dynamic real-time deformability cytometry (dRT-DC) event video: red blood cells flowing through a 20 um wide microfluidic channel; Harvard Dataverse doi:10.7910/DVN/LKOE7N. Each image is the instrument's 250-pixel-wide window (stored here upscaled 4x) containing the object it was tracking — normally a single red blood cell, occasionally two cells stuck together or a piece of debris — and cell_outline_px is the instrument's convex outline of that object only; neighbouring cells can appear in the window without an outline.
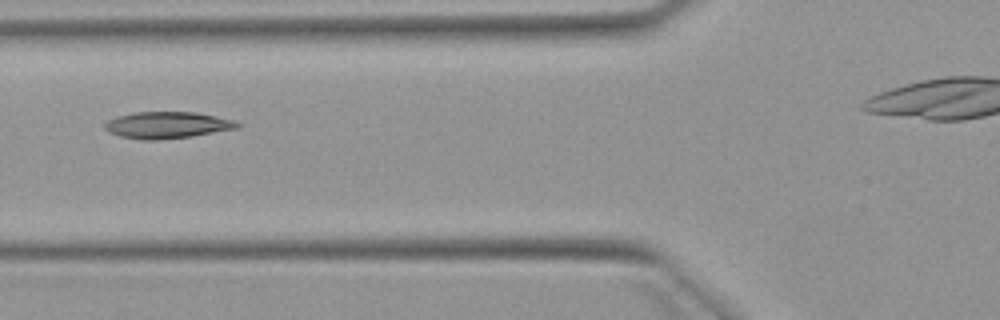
{"species": "Egyptian fruit bat (a non-hibernating species)", "species_latin": "Rousettus aegyptiacus", "temperature_condition": "warm", "stored_images_in_passage": 4, "camera_frame_rate_fps": 3000, "um_per_image_px": 0.085, "animal": {"sex": "female"}, "frame": {"image": 1, "passage_image": 4, "time_ms": 3.667, "image_size_px": [1000, 320], "cell_outline_px": [[244, 124], [240, 128], [192, 136], [156, 140], [140, 140], [120, 136], [108, 132], [104, 128], [104, 124], [108, 120], [116, 116], [136, 112], [196, 112], [236, 120]], "centroid_in_image_um": [14.25, 10.63], "position_along_channel_um": 111.5, "area_um2": 20.87}}